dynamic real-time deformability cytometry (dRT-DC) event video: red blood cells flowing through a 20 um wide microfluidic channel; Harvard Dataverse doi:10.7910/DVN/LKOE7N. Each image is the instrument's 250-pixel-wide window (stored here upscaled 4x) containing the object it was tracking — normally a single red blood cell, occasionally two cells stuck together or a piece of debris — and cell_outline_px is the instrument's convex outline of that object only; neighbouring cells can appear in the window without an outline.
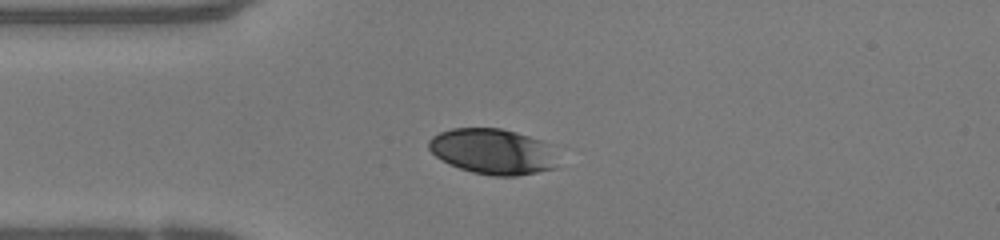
{"species": "human", "species_latin": "Homo sapiens", "temperature_condition": "warm", "stored_images_in_passage": 15, "camera_frame_rate_fps": 3000, "um_per_image_px": 0.085, "donor": {"sex": "female"}, "frame": {"image": 1, "passage_image": 1, "time_ms": 0.0, "image_size_px": [1000, 240], "cell_outline_px": [[556, 168], [516, 176], [492, 176], [472, 172], [448, 164], [436, 156], [428, 148], [428, 140], [432, 136], [440, 132], [452, 128], [500, 128], [516, 132], [540, 140], [548, 144]], "centroid_in_image_um": [41.81, 12.87], "position_along_channel_um": 43.2, "area_um2": 33.93}}
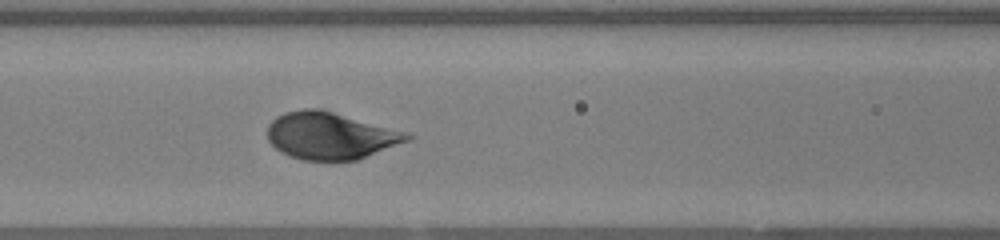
{"frame": {"image": 2, "passage_image": 9, "time_ms": 2.667, "image_size_px": [1000, 240], "cell_outline_px": [[416, 136], [408, 140], [356, 160], [332, 164], [300, 160], [280, 152], [268, 140], [268, 124], [276, 116], [284, 112], [304, 108], [316, 108], [332, 112], [408, 132]], "centroid_in_image_um": [28.05, 11.58], "position_along_channel_um": 138.6, "area_um2": 38.84}}
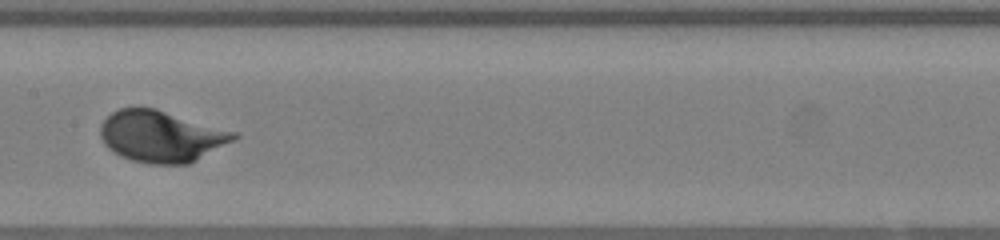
{"frame": {"image": 3, "passage_image": 13, "time_ms": 4.0, "image_size_px": [1000, 240], "cell_outline_px": [[240, 136], [236, 140], [188, 164], [148, 164], [132, 160], [120, 156], [108, 148], [104, 144], [100, 136], [100, 124], [112, 112], [120, 108], [156, 108], [236, 132]], "centroid_in_image_um": [13.71, 11.59], "position_along_channel_um": 193.7, "area_um2": 40.06}}